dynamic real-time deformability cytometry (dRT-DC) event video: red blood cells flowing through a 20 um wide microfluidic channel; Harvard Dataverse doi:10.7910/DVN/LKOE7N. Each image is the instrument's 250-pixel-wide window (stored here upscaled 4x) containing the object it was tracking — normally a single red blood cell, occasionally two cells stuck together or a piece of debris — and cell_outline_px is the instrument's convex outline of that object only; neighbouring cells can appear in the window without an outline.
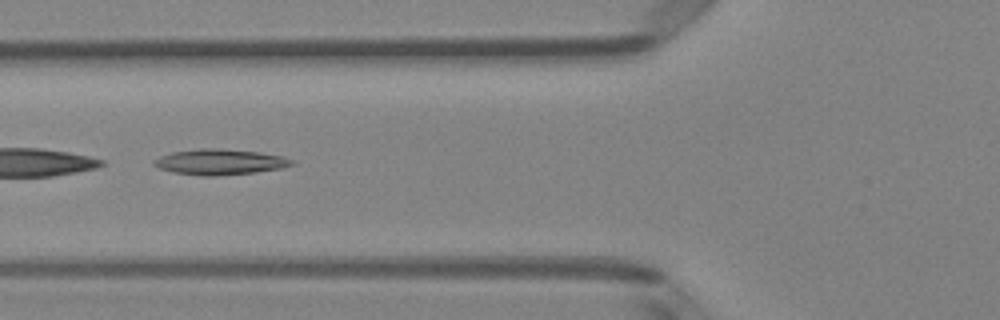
{"species": "Egyptian fruit bat (a non-hibernating species)", "species_latin": "Rousettus aegyptiacus", "temperature_condition": "room temperature", "stored_images_in_passage": 3, "camera_frame_rate_fps": 3000, "um_per_image_px": 0.085, "animal": {"sex": "female"}, "frame": {"image": 1, "passage_image": 3, "time_ms": 0.667, "image_size_px": [1000, 320], "cell_outline_px": [[296, 164], [280, 168], [256, 172], [212, 176], [200, 176], [172, 172], [160, 168], [152, 164], [152, 160], [160, 156], [172, 152], [200, 148], [220, 148], [260, 152], [284, 156], [296, 160]], "centroid_in_image_um": [18.71, 13.76], "position_along_channel_um": 107.1, "area_um2": 20.81}}